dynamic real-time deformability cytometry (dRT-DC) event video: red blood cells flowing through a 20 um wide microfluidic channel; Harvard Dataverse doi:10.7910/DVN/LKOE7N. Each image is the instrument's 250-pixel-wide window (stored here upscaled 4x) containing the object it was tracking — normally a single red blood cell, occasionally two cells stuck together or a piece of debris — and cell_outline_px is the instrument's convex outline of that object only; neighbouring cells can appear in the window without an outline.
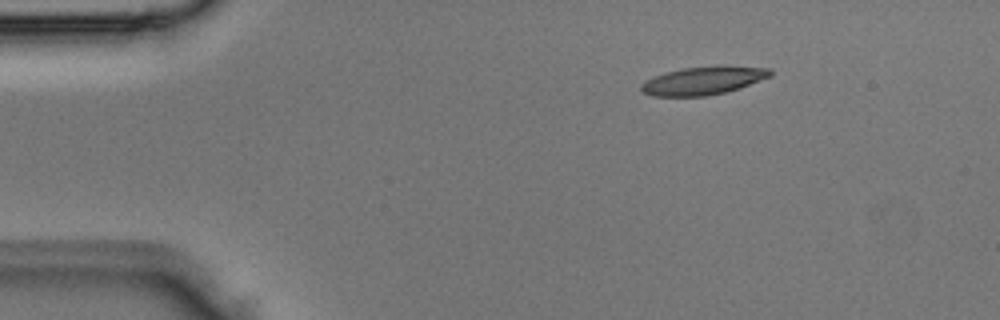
{"species": "Egyptian fruit bat (a non-hibernating species)", "species_latin": "Rousettus aegyptiacus", "temperature_condition": "room temperature", "stored_images_in_passage": 3, "camera_frame_rate_fps": 3000, "um_per_image_px": 0.085, "animal": {"sex": "male"}, "frame": {"image": 1, "passage_image": 1, "time_ms": 0.0, "image_size_px": [1000, 320], "cell_outline_px": [[772, 76], [740, 88], [724, 92], [704, 96], [652, 96], [644, 92], [640, 88], [640, 84], [644, 80], [664, 72], [684, 68], [716, 64], [772, 68]], "centroid_in_image_um": [59.81, 6.82], "position_along_channel_um": 25.2, "area_um2": 21.62}}